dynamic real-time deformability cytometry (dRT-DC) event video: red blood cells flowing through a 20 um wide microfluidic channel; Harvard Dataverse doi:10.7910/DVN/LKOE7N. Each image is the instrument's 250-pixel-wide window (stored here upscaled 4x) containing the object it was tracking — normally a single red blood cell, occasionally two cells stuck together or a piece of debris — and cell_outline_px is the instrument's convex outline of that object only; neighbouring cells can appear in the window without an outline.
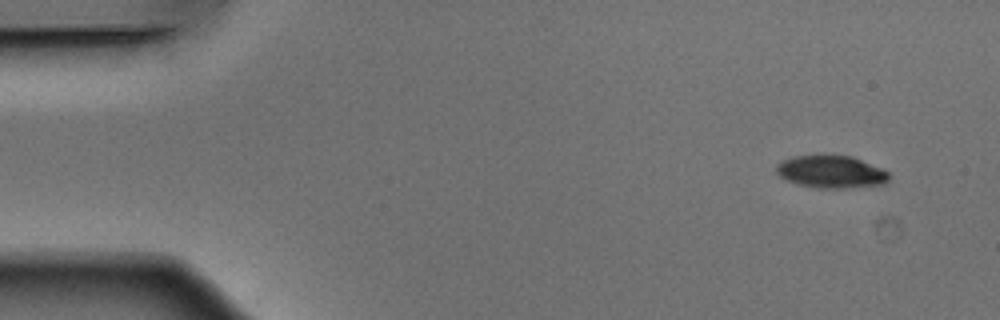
{"species": "Egyptian fruit bat (a non-hibernating species)", "species_latin": "Rousettus aegyptiacus", "temperature_condition": "warm", "stored_images_in_passage": 51, "camera_frame_rate_fps": 3000, "um_per_image_px": 0.085, "animal": {"sex": "male"}, "frame": {"image": 1, "passage_image": 3, "time_ms": 0.667, "image_size_px": [1000, 320], "cell_outline_px": [[888, 180], [884, 184], [840, 188], [816, 188], [800, 184], [788, 180], [780, 176], [776, 172], [776, 164], [792, 156], [852, 156], [880, 168], [888, 172]], "centroid_in_image_um": [70.63, 14.61], "position_along_channel_um": 14.4, "area_um2": 20.87}}
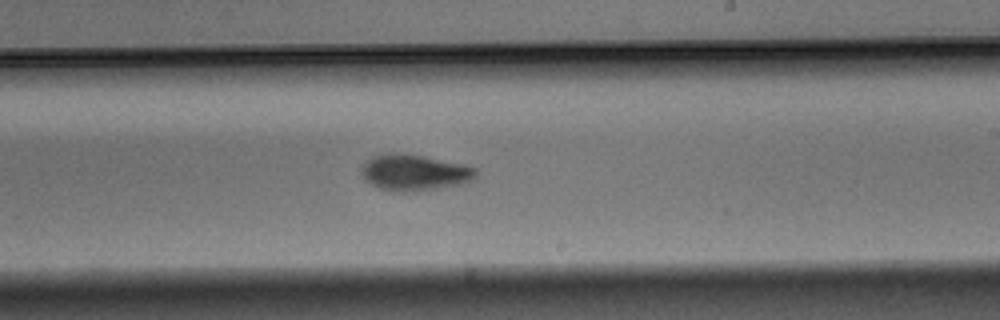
{"frame": {"image": 2, "passage_image": 30, "time_ms": 9.667, "image_size_px": [1000, 320], "cell_outline_px": [[476, 180], [464, 184], [416, 192], [400, 192], [380, 188], [364, 180], [360, 172], [364, 164], [372, 156], [392, 152], [396, 152], [424, 156], [464, 164], [476, 168]], "centroid_in_image_um": [35.26, 14.67], "position_along_channel_um": 253.7, "area_um2": 24.45}}
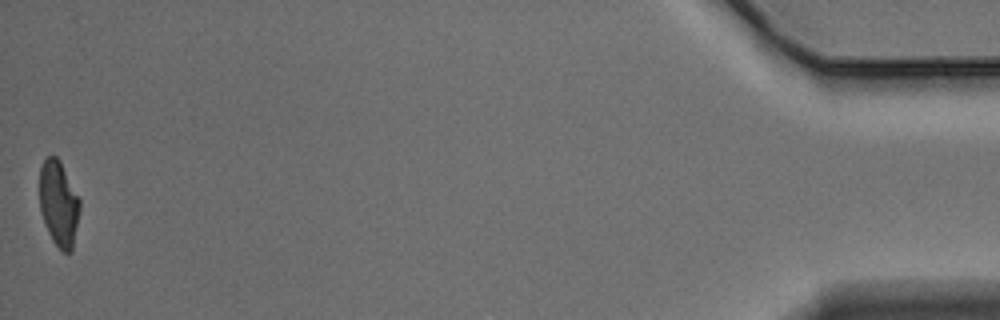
{"frame": {"image": 3, "passage_image": 51, "time_ms": 16.667, "image_size_px": [1000, 320], "cell_outline_px": [[80, 208], [72, 252], [64, 252], [52, 240], [48, 232], [40, 212], [40, 168], [44, 160], [48, 156], [56, 156], [60, 160], [80, 200]], "centroid_in_image_um": [4.99, 17.3], "position_along_channel_um": 430.2, "area_um2": 19.94}, "authors_computed_cell_mechanics": {"area_um2": 22.542, "velocity_mm_per_s": 3.8835, "shape_relaxation_time_tau1_ms": 2.6266, "shape_relaxation_time_tau2_ms": 3.7506, "deformation_change_tau1": 0.1422, "deformation_change_tau2": 0.0894}}